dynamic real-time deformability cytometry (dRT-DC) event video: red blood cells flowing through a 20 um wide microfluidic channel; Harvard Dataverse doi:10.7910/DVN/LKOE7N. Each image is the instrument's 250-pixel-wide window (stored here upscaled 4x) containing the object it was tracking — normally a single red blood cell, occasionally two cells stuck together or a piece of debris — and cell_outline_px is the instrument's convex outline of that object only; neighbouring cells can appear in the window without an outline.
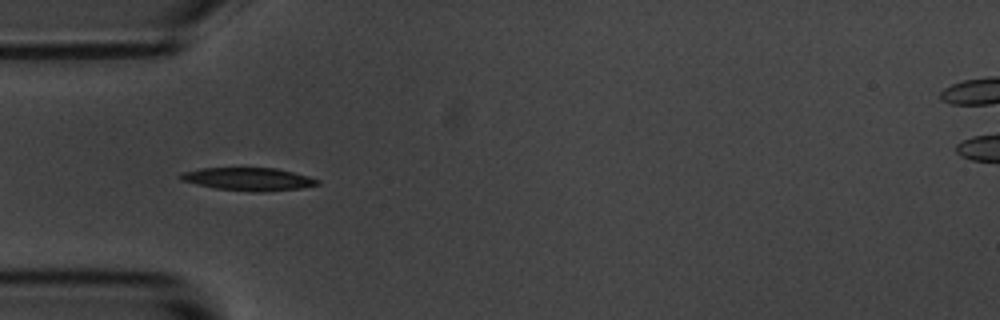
{"species": "common noctule bat (a hibernating species)", "species_latin": "Nyctalus noctula", "temperature_condition": "room temperature", "stored_images_in_passage": 4, "camera_frame_rate_fps": 3000, "um_per_image_px": 0.085, "animal": {"sex": "male", "body_mass_g": 20.1, "forearm_length_mm": 53.5}, "frame": {"image": 1, "passage_image": 4, "time_ms": 1.0, "image_size_px": [1000, 320], "cell_outline_px": [[320, 184], [300, 188], [264, 192], [256, 192], [216, 188], [196, 184], [180, 180], [176, 176], [184, 172], [200, 168], [276, 168], [308, 176], [320, 180]], "centroid_in_image_um": [21.1, 15.22], "position_along_channel_um": 63.9, "area_um2": 18.21}}